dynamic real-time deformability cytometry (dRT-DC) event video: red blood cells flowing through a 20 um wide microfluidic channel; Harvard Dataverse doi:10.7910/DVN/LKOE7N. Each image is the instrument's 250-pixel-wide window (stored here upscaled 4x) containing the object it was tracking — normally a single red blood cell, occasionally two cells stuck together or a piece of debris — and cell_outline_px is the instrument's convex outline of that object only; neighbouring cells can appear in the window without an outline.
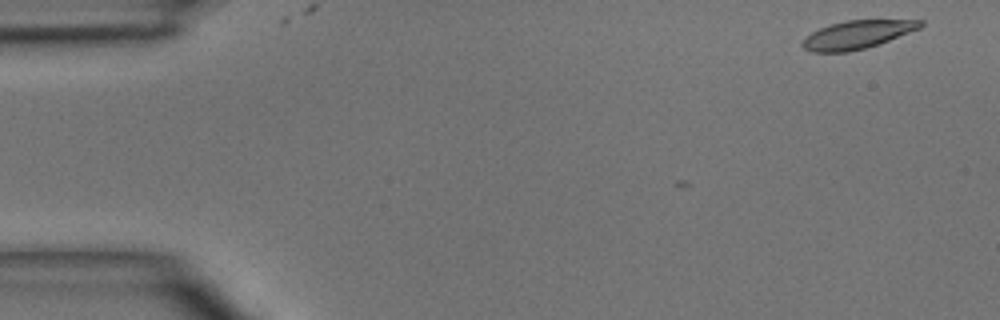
{"species": "common noctule bat (a hibernating species)", "species_latin": "Nyctalus noctula", "temperature_condition": "room temperature", "stored_images_in_passage": 3, "camera_frame_rate_fps": 3000, "um_per_image_px": 0.085, "animal": {"sex": "male", "body_mass_g": 15.6}, "frame": {"image": 1, "passage_image": 1, "time_ms": 0.0, "image_size_px": [1000, 320], "cell_outline_px": [[924, 24], [920, 28], [888, 40], [864, 48], [848, 52], [812, 52], [804, 48], [800, 44], [804, 36], [820, 28], [844, 20], [924, 20]], "centroid_in_image_um": [72.81, 2.94], "position_along_channel_um": 12.2, "area_um2": 19.19}}
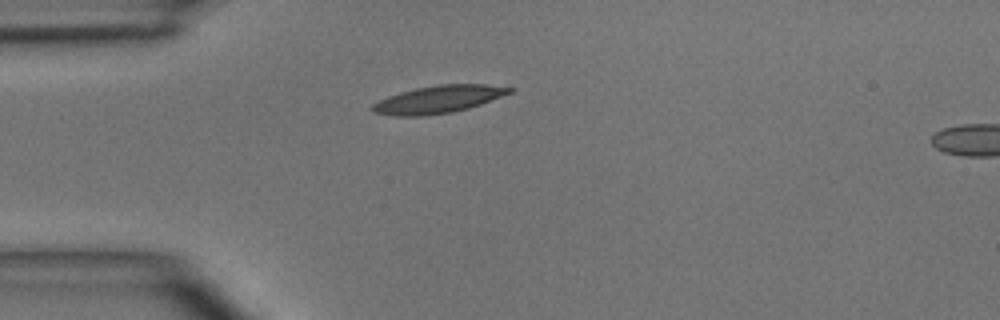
{"frame": {"image": 2, "passage_image": 3, "time_ms": 3.333, "image_size_px": [1000, 320], "cell_outline_px": [[516, 88], [512, 92], [480, 104], [468, 108], [452, 112], [424, 116], [392, 116], [376, 112], [372, 108], [372, 104], [388, 96], [400, 92], [416, 88], [440, 84], [488, 84]], "centroid_in_image_um": [37.29, 8.44], "position_along_channel_um": 47.7, "area_um2": 21.85}}